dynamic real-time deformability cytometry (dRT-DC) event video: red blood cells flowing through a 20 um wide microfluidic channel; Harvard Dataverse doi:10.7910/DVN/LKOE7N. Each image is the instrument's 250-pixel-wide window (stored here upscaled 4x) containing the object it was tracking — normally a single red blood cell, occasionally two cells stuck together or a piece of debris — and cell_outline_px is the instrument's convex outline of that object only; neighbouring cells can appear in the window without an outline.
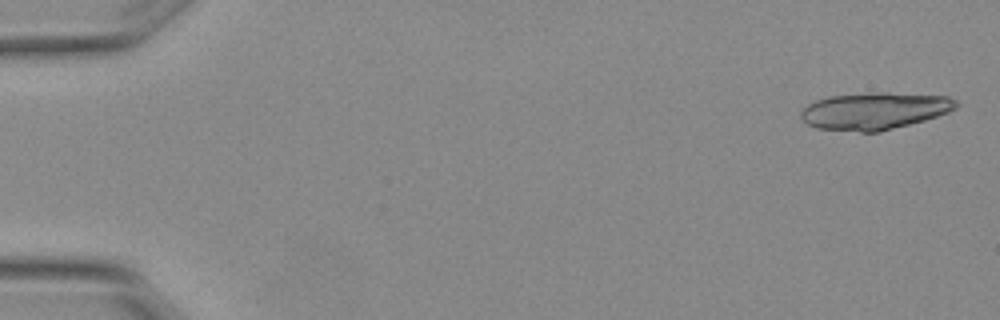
{"species": "Egyptian fruit bat (a non-hibernating species)", "species_latin": "Rousettus aegyptiacus", "temperature_condition": "warm", "stored_images_in_passage": 7, "segment_of_instrument_passage": [1, 2], "camera_frame_rate_fps": 3000, "um_per_image_px": 0.085, "animal": {"sex": "female"}, "frame": {"image": 1, "passage_image": 1, "time_ms": 0.0, "image_size_px": [1000, 320], "cell_outline_px": [[960, 104], [956, 108], [948, 112], [924, 120], [880, 132], [860, 132], [816, 128], [808, 124], [800, 116], [800, 112], [808, 104], [816, 100], [828, 96], [876, 92], [888, 92], [948, 96], [956, 100]], "centroid_in_image_um": [74.34, 9.42], "position_along_channel_um": 10.7, "area_um2": 33.64}}